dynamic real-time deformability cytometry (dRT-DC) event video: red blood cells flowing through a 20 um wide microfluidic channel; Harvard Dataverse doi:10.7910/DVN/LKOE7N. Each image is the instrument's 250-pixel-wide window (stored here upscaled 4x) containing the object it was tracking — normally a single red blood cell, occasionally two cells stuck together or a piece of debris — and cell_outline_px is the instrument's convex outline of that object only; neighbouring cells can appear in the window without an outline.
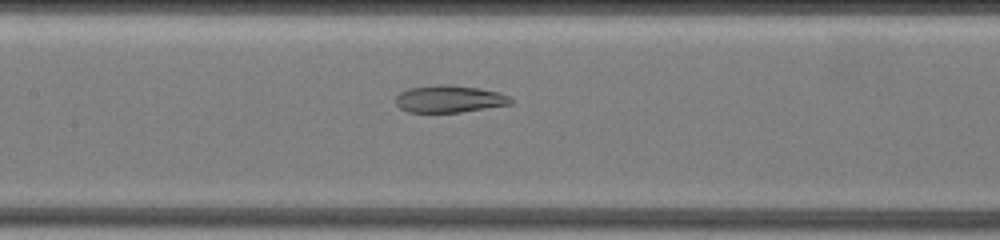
{"species": "common noctule bat (a hibernating species)", "species_latin": "Nyctalus noctula", "temperature_condition": "warm", "stored_images_in_passage": 19, "camera_frame_rate_fps": 3000, "um_per_image_px": 0.085, "animal": {"sex": "female", "body_mass_g": 19.5, "forearm_length_mm": 54.1}, "frame": {"image": 1, "passage_image": 10, "time_ms": 4.0, "image_size_px": [1000, 240], "cell_outline_px": [[512, 104], [460, 112], [408, 112], [400, 108], [396, 104], [396, 96], [400, 92], [408, 88], [436, 84], [448, 84], [480, 88], [500, 92], [508, 96], [512, 100]], "centroid_in_image_um": [38.18, 8.4], "position_along_channel_um": 169.2, "area_um2": 18.32}}
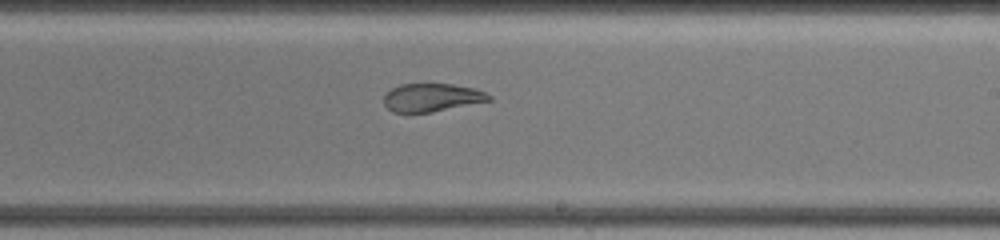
{"frame": {"image": 2, "passage_image": 16, "time_ms": 6.333, "image_size_px": [1000, 240], "cell_outline_px": [[492, 100], [432, 112], [392, 112], [384, 104], [384, 96], [392, 88], [400, 84], [452, 84], [476, 88], [492, 96]], "centroid_in_image_um": [36.72, 8.28], "position_along_channel_um": 252.3, "area_um2": 17.17}}
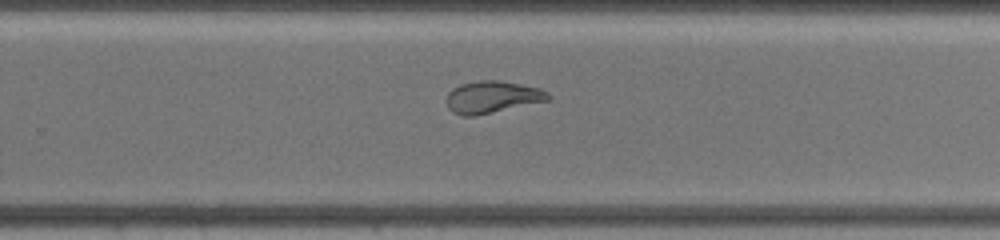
{"frame": {"image": 3, "passage_image": 18, "time_ms": 7.333, "image_size_px": [1000, 240], "cell_outline_px": [[552, 100], [476, 116], [464, 116], [452, 112], [448, 108], [448, 92], [452, 88], [460, 84], [476, 80], [500, 80], [540, 88], [548, 92], [552, 96]], "centroid_in_image_um": [41.89, 8.25], "position_along_channel_um": 287.9, "area_um2": 19.31}}